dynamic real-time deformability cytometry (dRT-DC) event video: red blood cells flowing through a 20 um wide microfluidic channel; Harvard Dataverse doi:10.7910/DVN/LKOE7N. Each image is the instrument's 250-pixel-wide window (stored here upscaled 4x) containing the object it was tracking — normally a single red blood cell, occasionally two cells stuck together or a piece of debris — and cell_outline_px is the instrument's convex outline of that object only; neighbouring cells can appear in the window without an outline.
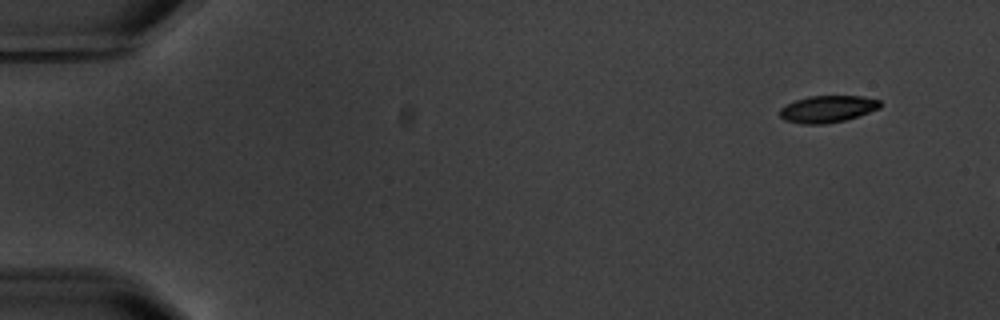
{"species": "common noctule bat (a hibernating species)", "species_latin": "Nyctalus noctula", "temperature_condition": "warm", "stored_images_in_passage": 4, "camera_frame_rate_fps": 3000, "um_per_image_px": 0.085, "animal": {"sex": "male", "body_mass_g": 20.1, "forearm_length_mm": 53.5}, "frame": {"image": 1, "passage_image": 1, "time_ms": 0.0, "image_size_px": [1000, 320], "cell_outline_px": [[880, 108], [844, 120], [824, 124], [800, 124], [784, 120], [780, 116], [780, 108], [796, 100], [808, 96], [860, 96], [880, 100]], "centroid_in_image_um": [70.31, 9.27], "position_along_channel_um": 14.7, "area_um2": 15.55}}